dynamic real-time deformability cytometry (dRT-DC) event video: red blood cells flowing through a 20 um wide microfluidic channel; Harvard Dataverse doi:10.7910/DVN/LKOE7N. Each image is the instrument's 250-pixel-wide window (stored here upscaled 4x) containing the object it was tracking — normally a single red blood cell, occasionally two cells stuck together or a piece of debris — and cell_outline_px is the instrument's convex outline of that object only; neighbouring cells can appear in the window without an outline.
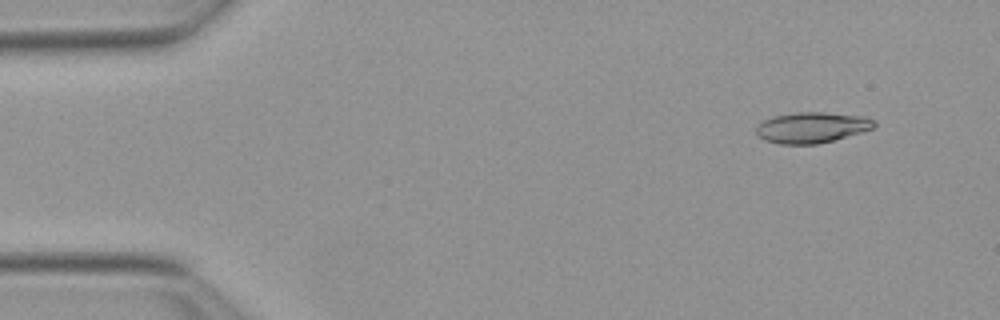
{"species": "Egyptian fruit bat (a non-hibernating species)", "species_latin": "Rousettus aegyptiacus", "temperature_condition": "warm", "stored_images_in_passage": 47, "camera_frame_rate_fps": 3000, "um_per_image_px": 0.085, "animal": {"sex": "female"}, "frame": {"image": 1, "passage_image": 1, "time_ms": 0.0, "image_size_px": [1000, 320], "cell_outline_px": [[876, 128], [832, 140], [816, 144], [780, 144], [764, 140], [756, 132], [756, 124], [772, 116], [796, 112], [824, 112], [864, 116], [872, 120], [876, 124]], "centroid_in_image_um": [68.98, 10.83], "position_along_channel_um": 16.0, "area_um2": 21.15}}
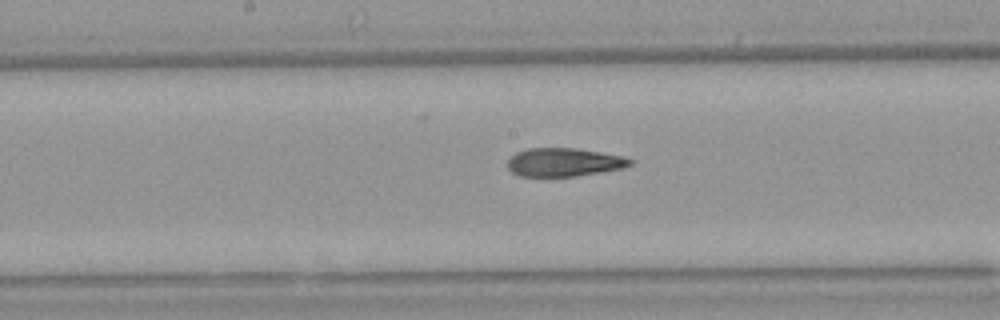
{"frame": {"image": 2, "passage_image": 23, "time_ms": 7.333, "image_size_px": [1000, 320], "cell_outline_px": [[632, 164], [620, 168], [600, 172], [576, 176], [520, 176], [512, 172], [508, 168], [508, 160], [516, 152], [528, 148], [576, 148], [624, 156], [632, 160]], "centroid_in_image_um": [47.92, 13.78], "position_along_channel_um": 200.3, "area_um2": 20.11}}
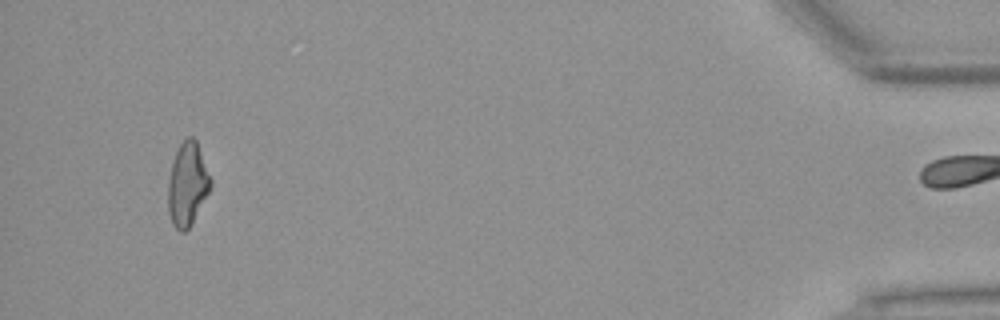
{"frame": {"image": 3, "passage_image": 46, "time_ms": 15.0, "image_size_px": [1000, 320], "cell_outline_px": [[212, 184], [208, 192], [188, 228], [184, 232], [180, 232], [172, 224], [168, 212], [168, 180], [172, 164], [176, 152], [180, 144], [188, 136], [192, 136], [196, 140], [212, 180]], "centroid_in_image_um": [15.92, 15.65], "position_along_channel_um": 419.3, "area_um2": 20.29}, "authors_computed_cell_mechanics": {"area_um2": 20.9814, "velocity_mm_per_s": 3.8902, "shape_relaxation_time_tau1_ms": null, "shape_relaxation_time_tau2_ms": 2.3997, "deformation_change_tau1": null, "deformation_change_tau2": 0.1047}}